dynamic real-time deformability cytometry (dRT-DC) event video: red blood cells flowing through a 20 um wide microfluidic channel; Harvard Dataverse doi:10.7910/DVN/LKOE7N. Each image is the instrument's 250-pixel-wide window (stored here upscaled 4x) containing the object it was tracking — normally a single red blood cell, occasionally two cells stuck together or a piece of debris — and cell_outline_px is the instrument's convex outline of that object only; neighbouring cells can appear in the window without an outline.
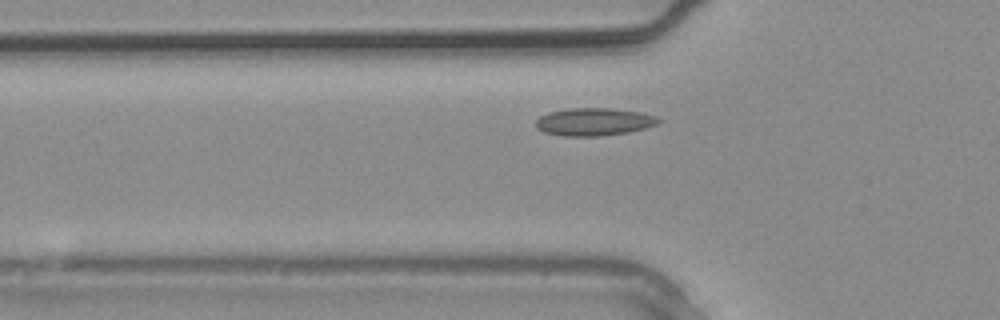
{"species": "common noctule bat (a hibernating species)", "species_latin": "Nyctalus noctula", "temperature_condition": "warm", "stored_images_in_passage": 3, "camera_frame_rate_fps": 3000, "um_per_image_px": 0.085, "animal": {"sex": "male", "body_mass_g": 20.4}, "frame": {"image": 1, "passage_image": 3, "time_ms": 0.667, "image_size_px": [1000, 320], "cell_outline_px": [[660, 120], [656, 124], [644, 128], [628, 132], [600, 136], [564, 136], [544, 132], [536, 128], [536, 120], [540, 116], [548, 112], [572, 108], [616, 108], [640, 112], [656, 116]], "centroid_in_image_um": [50.47, 10.35], "position_along_channel_um": 75.3, "area_um2": 19.77}}